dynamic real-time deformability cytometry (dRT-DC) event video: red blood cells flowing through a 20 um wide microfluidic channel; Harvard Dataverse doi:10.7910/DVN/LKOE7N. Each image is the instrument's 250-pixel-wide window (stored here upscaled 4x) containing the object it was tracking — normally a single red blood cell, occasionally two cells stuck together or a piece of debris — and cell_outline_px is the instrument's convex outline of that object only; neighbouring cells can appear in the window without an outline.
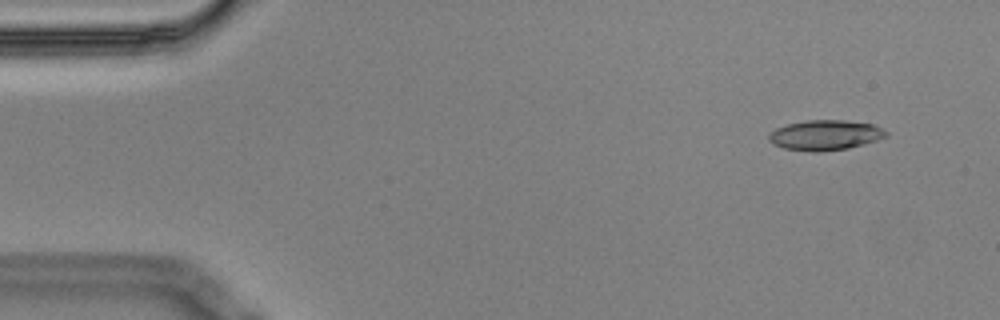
{"species": "Egyptian fruit bat (a non-hibernating species)", "species_latin": "Rousettus aegyptiacus", "temperature_condition": "cold", "stored_images_in_passage": 5, "camera_frame_rate_fps": 3000, "um_per_image_px": 0.085, "animal": {"sex": "male"}, "frame": {"image": 1, "passage_image": 2, "time_ms": 0.333, "image_size_px": [1000, 320], "cell_outline_px": [[888, 136], [864, 144], [848, 148], [816, 152], [812, 152], [784, 148], [772, 144], [768, 140], [768, 136], [776, 128], [788, 124], [808, 120], [844, 120], [872, 124], [888, 132]], "centroid_in_image_um": [70.13, 11.49], "position_along_channel_um": 14.9, "area_um2": 20.46}}
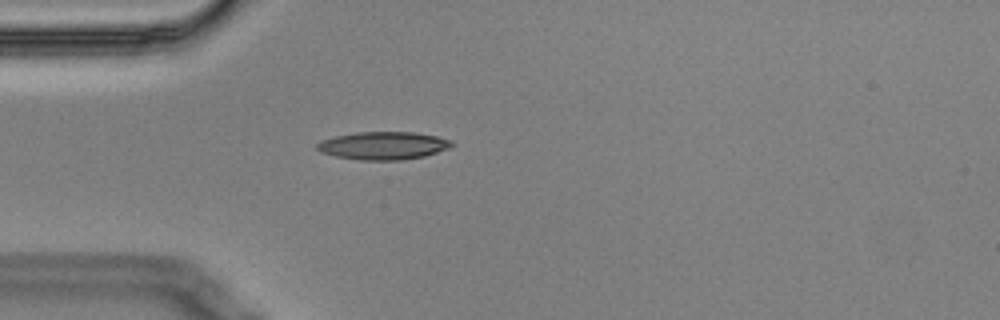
{"frame": {"image": 2, "passage_image": 5, "time_ms": 1.333, "image_size_px": [1000, 320], "cell_outline_px": [[456, 144], [448, 148], [424, 156], [400, 160], [360, 160], [336, 156], [320, 152], [316, 148], [316, 144], [320, 140], [336, 136], [356, 132], [412, 132], [440, 136], [452, 140]], "centroid_in_image_um": [32.59, 12.37], "position_along_channel_um": 52.4, "area_um2": 21.96}}